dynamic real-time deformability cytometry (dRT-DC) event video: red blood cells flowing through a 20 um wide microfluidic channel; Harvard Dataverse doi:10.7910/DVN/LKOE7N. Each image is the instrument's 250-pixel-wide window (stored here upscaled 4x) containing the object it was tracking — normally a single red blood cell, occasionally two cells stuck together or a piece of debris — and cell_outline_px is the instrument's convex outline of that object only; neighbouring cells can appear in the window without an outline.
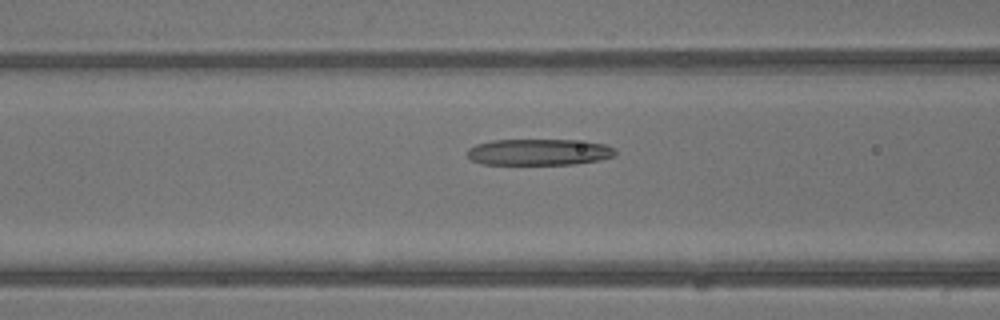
{"species": "common noctule bat (a hibernating species)", "species_latin": "Nyctalus noctula", "temperature_condition": "warm", "stored_images_in_passage": 42, "camera_frame_rate_fps": 3000, "um_per_image_px": 0.085, "animal": {"sex": "male", "body_mass_g": 13.3}, "frame": {"image": 1, "passage_image": 17, "time_ms": 5.333, "image_size_px": [1000, 320], "cell_outline_px": [[616, 156], [600, 160], [572, 164], [480, 164], [472, 160], [468, 156], [468, 148], [476, 144], [492, 140], [572, 140], [604, 144], [616, 148]], "centroid_in_image_um": [45.82, 12.93], "position_along_channel_um": 120.8, "area_um2": 22.72}}
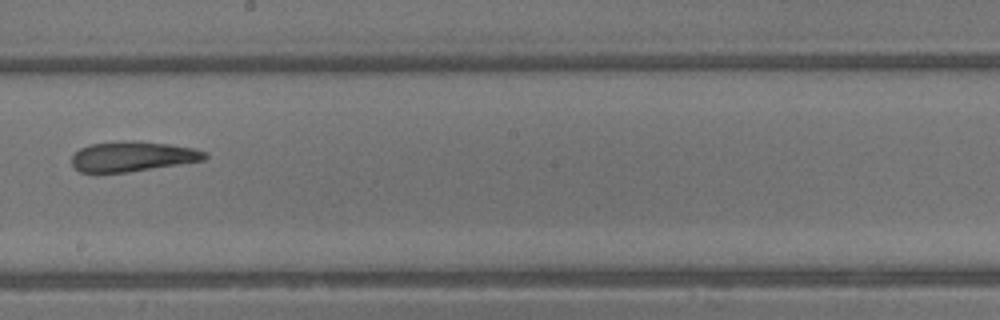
{"frame": {"image": 2, "passage_image": 24, "time_ms": 7.667, "image_size_px": [1000, 320], "cell_outline_px": [[208, 156], [204, 160], [128, 172], [96, 176], [80, 172], [72, 164], [72, 156], [80, 148], [88, 144], [124, 140], [132, 140], [168, 144], [192, 148], [208, 152]], "centroid_in_image_um": [11.18, 13.33], "position_along_channel_um": 237.0, "area_um2": 23.93}}
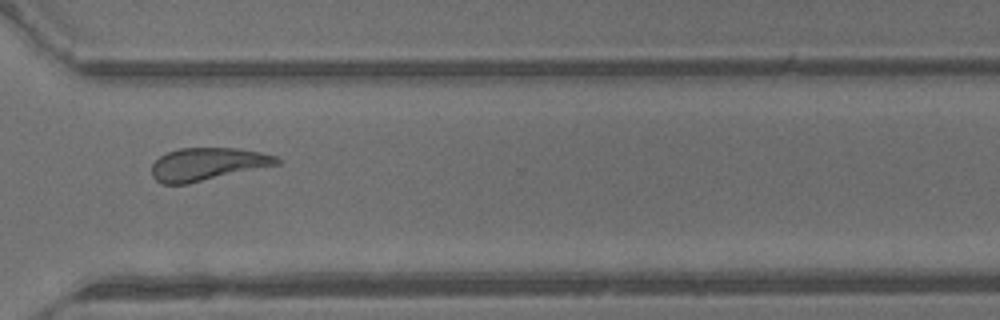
{"frame": {"image": 3, "passage_image": 31, "time_ms": 10.0, "image_size_px": [1000, 320], "cell_outline_px": [[280, 164], [188, 184], [164, 184], [156, 180], [152, 176], [152, 164], [160, 156], [168, 152], [180, 148], [236, 148], [260, 152], [276, 156], [280, 160]], "centroid_in_image_um": [17.63, 13.95], "position_along_channel_um": 353.0, "area_um2": 23.81}, "authors_computed_cell_mechanics": {"area_um2": 24.2471, "velocity_mm_per_s": 4.9671, "shape_relaxation_time_tau1_ms": 4.4276, "shape_relaxation_time_tau2_ms": 2.2771, "deformation_change_tau1": 0.1834, "deformation_change_tau2": 0.1387}}